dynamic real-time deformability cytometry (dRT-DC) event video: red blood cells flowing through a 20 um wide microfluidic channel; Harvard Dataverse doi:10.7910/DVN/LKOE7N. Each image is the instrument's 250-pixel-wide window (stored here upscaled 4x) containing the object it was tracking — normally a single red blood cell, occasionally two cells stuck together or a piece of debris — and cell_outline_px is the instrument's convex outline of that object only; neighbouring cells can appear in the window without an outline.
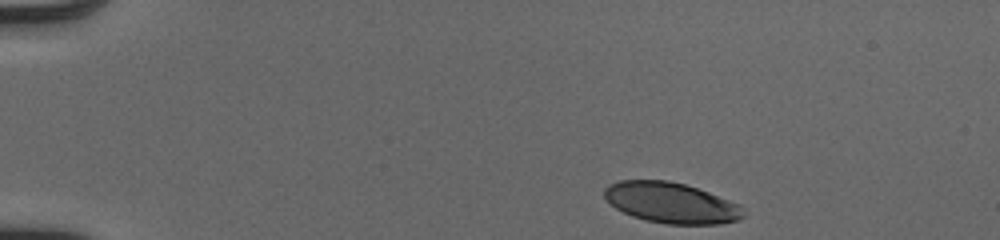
{"species": "human", "species_latin": "Homo sapiens", "temperature_condition": "cold", "stored_images_in_passage": 44, "camera_frame_rate_fps": 3000, "um_per_image_px": 0.085, "donor": {"sex": "male"}, "frame": {"image": 1, "passage_image": 1, "time_ms": 0.0, "image_size_px": [1000, 240], "cell_outline_px": [[744, 216], [736, 220], [720, 224], [668, 224], [644, 220], [632, 216], [616, 208], [604, 196], [604, 188], [608, 184], [620, 180], [668, 180], [684, 184], [708, 192], [740, 204]], "centroid_in_image_um": [57.03, 17.23], "position_along_channel_um": 28.0, "area_um2": 32.77}}
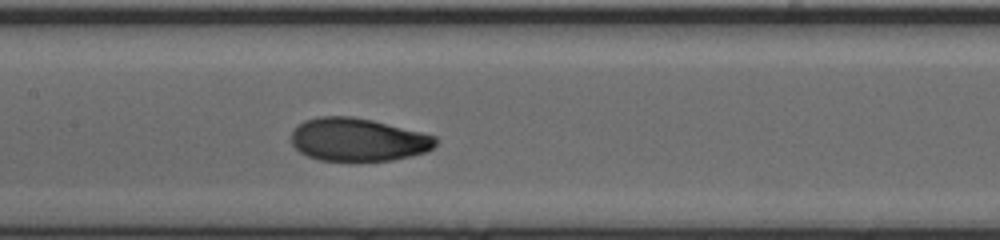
{"frame": {"image": 2, "passage_image": 19, "time_ms": 6.0, "image_size_px": [1000, 240], "cell_outline_px": [[436, 144], [432, 148], [424, 152], [392, 160], [352, 164], [320, 160], [308, 156], [300, 152], [292, 144], [292, 132], [304, 120], [320, 116], [352, 116], [372, 120], [436, 136]], "centroid_in_image_um": [30.4, 11.91], "position_along_channel_um": 177.0, "area_um2": 36.76}}
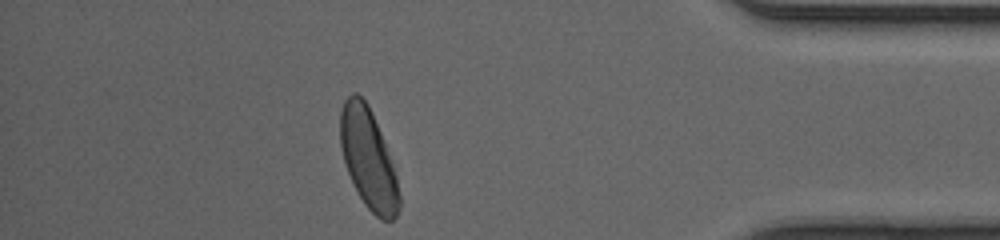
{"frame": {"image": 3, "passage_image": 38, "time_ms": 12.333, "image_size_px": [1000, 240], "cell_outline_px": [[400, 208], [396, 216], [392, 220], [380, 220], [364, 204], [348, 172], [340, 148], [340, 112], [344, 100], [352, 92], [356, 92], [368, 104], [372, 112], [380, 132], [392, 164], [396, 176], [400, 196]], "centroid_in_image_um": [31.3, 13.49], "position_along_channel_um": 403.9, "area_um2": 33.93}, "authors_computed_cell_mechanics": {"area_um2": 35.7782, "velocity_mm_per_s": 4.0975, "shape_relaxation_time_tau1_ms": 2.5927, "shape_relaxation_time_tau2_ms": 1.0624, "deformation_change_tau1": 0.1548, "deformation_change_tau2": 0.0511}}